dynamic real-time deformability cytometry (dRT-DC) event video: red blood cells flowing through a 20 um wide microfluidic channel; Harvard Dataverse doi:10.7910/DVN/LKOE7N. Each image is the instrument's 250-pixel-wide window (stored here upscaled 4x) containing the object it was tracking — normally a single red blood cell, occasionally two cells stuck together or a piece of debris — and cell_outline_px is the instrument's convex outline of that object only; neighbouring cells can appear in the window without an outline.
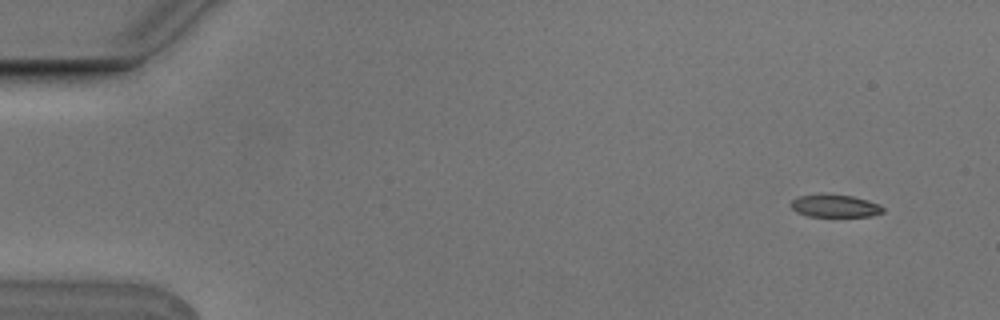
{"species": "Egyptian fruit bat (a non-hibernating species)", "species_latin": "Rousettus aegyptiacus", "temperature_condition": "cold", "stored_images_in_passage": 5, "camera_frame_rate_fps": 3000, "um_per_image_px": 0.085, "animal": {"sex": "male"}, "frame": {"image": 1, "passage_image": 1, "time_ms": 0.0, "image_size_px": [1000, 320], "cell_outline_px": [[884, 212], [872, 216], [808, 216], [796, 212], [788, 204], [796, 196], [852, 196], [868, 200], [880, 204], [884, 208]], "centroid_in_image_um": [70.99, 17.53], "position_along_channel_um": 14.0, "area_um2": 11.79}}
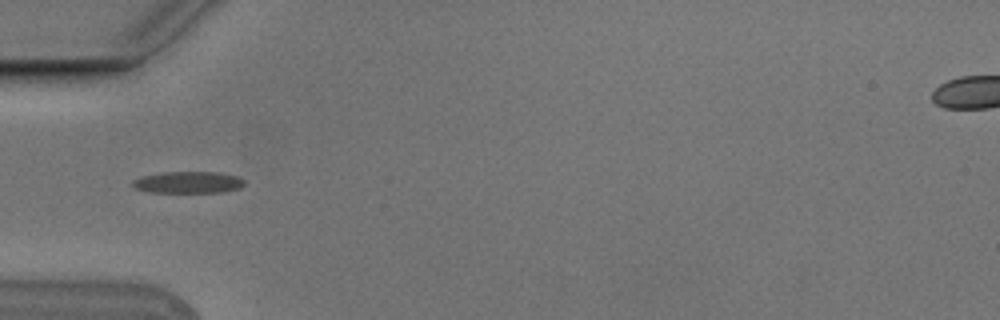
{"frame": {"image": 2, "passage_image": 5, "time_ms": 1.333, "image_size_px": [1000, 320], "cell_outline_px": [[244, 184], [240, 188], [220, 192], [148, 192], [132, 188], [132, 180], [140, 176], [164, 172], [216, 172], [236, 176], [244, 180]], "centroid_in_image_um": [15.93, 15.5], "position_along_channel_um": 69.1, "area_um2": 14.16}}